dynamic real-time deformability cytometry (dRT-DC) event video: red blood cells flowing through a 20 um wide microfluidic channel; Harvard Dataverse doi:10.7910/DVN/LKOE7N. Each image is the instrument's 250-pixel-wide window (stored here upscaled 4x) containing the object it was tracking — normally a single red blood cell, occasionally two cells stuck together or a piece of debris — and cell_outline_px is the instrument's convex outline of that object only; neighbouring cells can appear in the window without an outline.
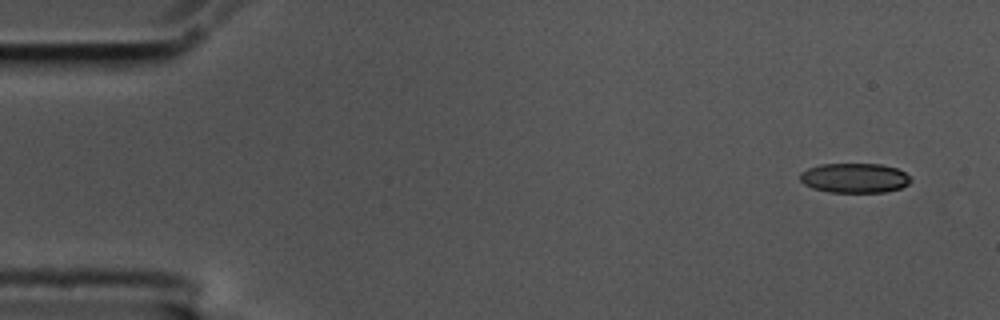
{"species": "common noctule bat (a hibernating species)", "species_latin": "Nyctalus noctula", "temperature_condition": "cold", "stored_images_in_passage": 4, "camera_frame_rate_fps": 3000, "um_per_image_px": 0.085, "animal": {"sex": "male", "body_mass_g": 17.5, "forearm_length_mm": 52.3}, "frame": {"image": 1, "passage_image": 1, "time_ms": 0.0, "image_size_px": [1000, 320], "cell_outline_px": [[912, 180], [908, 184], [900, 188], [884, 192], [828, 192], [812, 188], [804, 184], [800, 180], [800, 172], [808, 168], [820, 164], [880, 164], [896, 168], [904, 172]], "centroid_in_image_um": [72.61, 15.13], "position_along_channel_um": 12.4, "area_um2": 19.13}}